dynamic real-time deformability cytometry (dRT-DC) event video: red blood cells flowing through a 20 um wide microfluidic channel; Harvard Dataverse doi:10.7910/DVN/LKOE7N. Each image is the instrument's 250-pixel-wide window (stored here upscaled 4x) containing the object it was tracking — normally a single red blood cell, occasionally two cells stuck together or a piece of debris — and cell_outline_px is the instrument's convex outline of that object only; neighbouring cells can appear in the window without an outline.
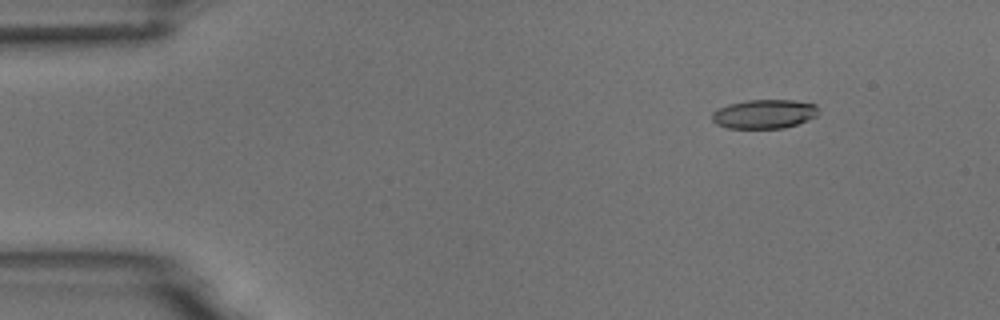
{"species": "common noctule bat (a hibernating species)", "species_latin": "Nyctalus noctula", "temperature_condition": "room temperature", "stored_images_in_passage": 5, "camera_frame_rate_fps": 3000, "um_per_image_px": 0.085, "animal": {"sex": "male", "body_mass_g": 18.8}, "frame": {"image": 1, "passage_image": 1, "time_ms": 0.0, "image_size_px": [1000, 320], "cell_outline_px": [[820, 112], [816, 116], [808, 120], [784, 128], [728, 128], [716, 124], [712, 120], [712, 112], [728, 104], [748, 100], [792, 100], [816, 104]], "centroid_in_image_um": [64.98, 9.69], "position_along_channel_um": 20.0, "area_um2": 18.03}}
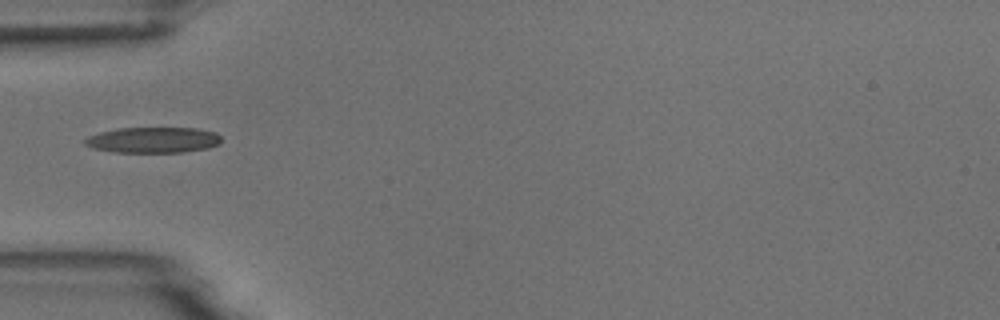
{"frame": {"image": 2, "passage_image": 4, "time_ms": 3.667, "image_size_px": [1000, 320], "cell_outline_px": [[220, 144], [208, 148], [180, 152], [116, 152], [92, 148], [84, 144], [84, 140], [88, 136], [100, 132], [116, 128], [196, 128], [216, 132], [220, 136]], "centroid_in_image_um": [13.01, 11.89], "position_along_channel_um": 72.0, "area_um2": 20.46}}